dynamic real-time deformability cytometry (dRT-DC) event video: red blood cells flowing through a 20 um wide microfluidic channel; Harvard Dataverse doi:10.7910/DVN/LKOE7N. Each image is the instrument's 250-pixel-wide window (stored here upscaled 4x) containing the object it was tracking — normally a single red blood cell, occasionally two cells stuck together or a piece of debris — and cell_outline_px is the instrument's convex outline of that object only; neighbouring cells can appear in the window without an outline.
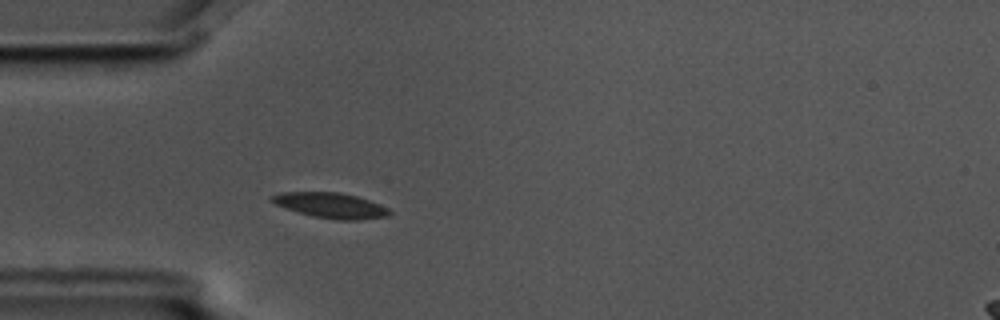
{"species": "common noctule bat (a hibernating species)", "species_latin": "Nyctalus noctula", "temperature_condition": "cold", "stored_images_in_passage": 37, "camera_frame_rate_fps": 3000, "um_per_image_px": 0.085, "animal": {"sex": "male", "body_mass_g": 17.5, "forearm_length_mm": 52.3}, "frame": {"image": 1, "passage_image": 10, "time_ms": 3.0, "image_size_px": [1000, 320], "cell_outline_px": [[392, 212], [388, 216], [356, 220], [336, 220], [312, 216], [284, 208], [268, 200], [268, 196], [280, 192], [340, 192], [356, 196], [380, 204], [388, 208]], "centroid_in_image_um": [28.06, 17.45], "position_along_channel_um": 56.9, "area_um2": 17.51}}
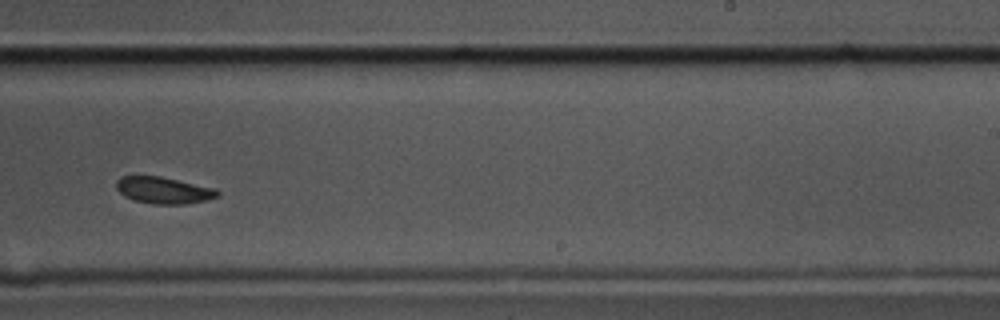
{"frame": {"image": 2, "passage_image": 29, "time_ms": 9.333, "image_size_px": [1000, 320], "cell_outline_px": [[220, 196], [208, 200], [188, 204], [152, 204], [132, 200], [124, 196], [116, 188], [116, 180], [120, 176], [160, 176], [216, 188], [220, 192]], "centroid_in_image_um": [13.93, 16.18], "position_along_channel_um": 275.1, "area_um2": 16.01}}
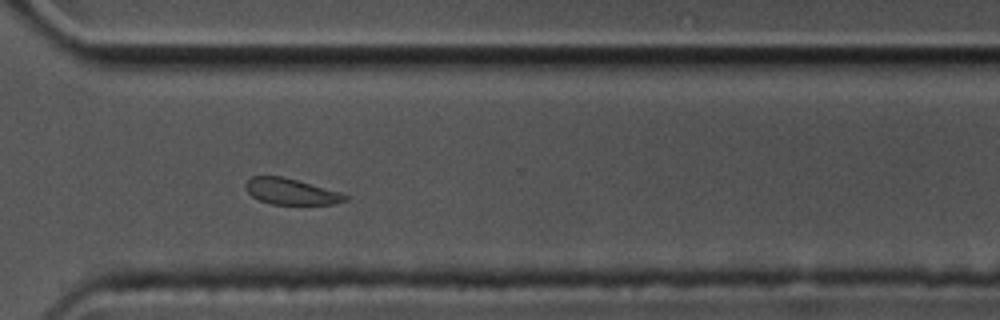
{"frame": {"image": 3, "passage_image": 35, "time_ms": 11.333, "image_size_px": [1000, 320], "cell_outline_px": [[348, 200], [332, 204], [272, 204], [260, 200], [252, 196], [244, 188], [244, 184], [252, 176], [280, 176], [296, 180], [340, 192], [348, 196]], "centroid_in_image_um": [24.71, 16.28], "position_along_channel_um": 345.9, "area_um2": 14.91}, "authors_computed_cell_mechanics": {"area_um2": 16.6464, "velocity_mm_per_s": 3.5223, "shape_relaxation_time_tau1_ms": 1.3746, "shape_relaxation_time_tau2_ms": null, "deformation_change_tau1": 0.0626, "deformation_change_tau2": null}}